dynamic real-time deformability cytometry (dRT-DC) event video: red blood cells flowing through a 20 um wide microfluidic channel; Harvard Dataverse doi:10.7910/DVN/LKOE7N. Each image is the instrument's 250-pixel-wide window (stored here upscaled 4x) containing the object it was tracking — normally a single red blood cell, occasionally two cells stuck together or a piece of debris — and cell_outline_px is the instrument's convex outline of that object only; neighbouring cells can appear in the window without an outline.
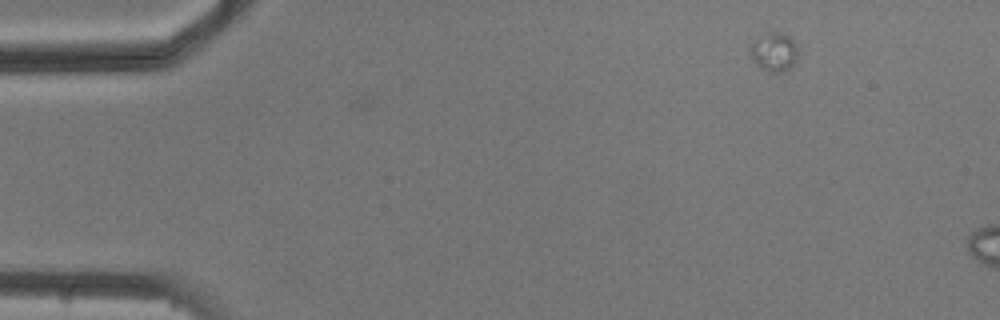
{"species": "common noctule bat (a hibernating species)", "species_latin": "Nyctalus noctula", "temperature_condition": "cold", "stored_images_in_passage": 3, "camera_frame_rate_fps": 3000, "um_per_image_px": 0.085, "animal": {"sex": "male", "body_mass_g": 20.5, "forearm_length_mm": 52.5}, "frame": {"image": 1, "passage_image": 1, "time_ms": 0.0, "image_size_px": [1000, 320], "cell_outline_px": [[796, 60], [784, 72], [768, 72], [760, 68], [752, 60], [748, 52], [756, 36], [768, 32], [776, 32], [788, 36], [796, 44]], "centroid_in_image_um": [65.73, 4.42], "position_along_channel_um": 19.3, "area_um2": 10.81}}